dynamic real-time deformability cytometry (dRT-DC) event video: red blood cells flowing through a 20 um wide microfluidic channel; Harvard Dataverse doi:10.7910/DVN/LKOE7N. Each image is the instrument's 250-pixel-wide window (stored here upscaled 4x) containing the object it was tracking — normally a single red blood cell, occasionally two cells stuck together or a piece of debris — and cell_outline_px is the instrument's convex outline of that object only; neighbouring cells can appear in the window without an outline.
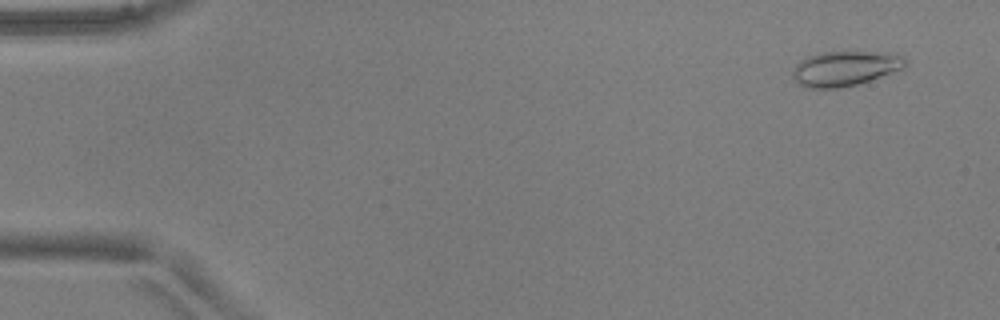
{"species": "common noctule bat (a hibernating species)", "species_latin": "Nyctalus noctula", "temperature_condition": "warm", "stored_images_in_passage": 50, "camera_frame_rate_fps": 3000, "um_per_image_px": 0.085, "animal": {"sex": "male", "body_mass_g": 17.9, "forearm_length_mm": 54.2}, "frame": {"image": 1, "passage_image": 2, "time_ms": 0.333, "image_size_px": [1000, 320], "cell_outline_px": [[908, 64], [904, 68], [856, 84], [840, 88], [804, 88], [792, 76], [792, 72], [796, 64], [800, 60], [808, 56], [824, 52], [888, 52], [900, 56], [908, 60]], "centroid_in_image_um": [71.82, 5.81], "position_along_channel_um": 13.2, "area_um2": 22.77}}
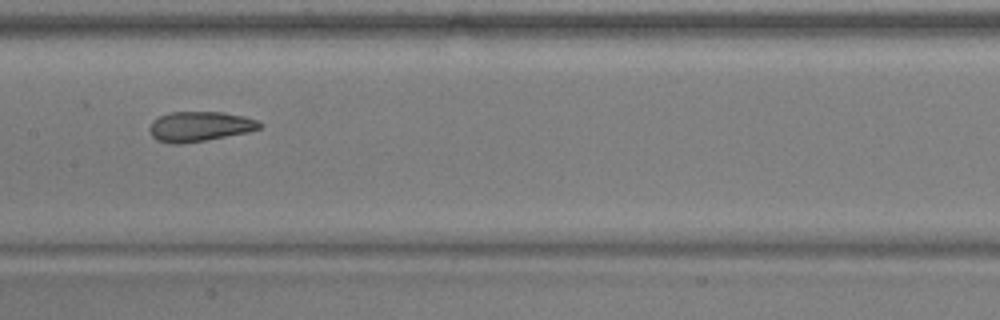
{"frame": {"image": 2, "passage_image": 25, "time_ms": 8.0, "image_size_px": [1000, 320], "cell_outline_px": [[264, 124], [260, 128], [248, 132], [204, 140], [180, 144], [172, 144], [156, 140], [152, 136], [148, 128], [152, 120], [160, 116], [172, 112], [224, 112], [244, 116], [256, 120]], "centroid_in_image_um": [16.96, 10.74], "position_along_channel_um": 190.4, "area_um2": 19.19}}
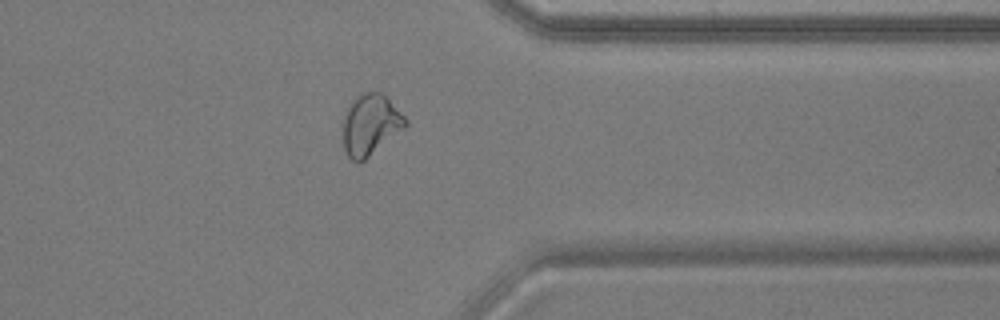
{"frame": {"image": 3, "passage_image": 40, "time_ms": 13.0, "image_size_px": [1000, 320], "cell_outline_px": [[408, 124], [404, 128], [360, 164], [356, 164], [344, 152], [344, 112], [348, 104], [360, 92], [380, 92], [408, 120]], "centroid_in_image_um": [31.45, 10.62], "position_along_channel_um": 379.9, "area_um2": 22.14}, "authors_computed_cell_mechanics": {"area_um2": 20.9525, "velocity_mm_per_s": 3.9232, "shape_relaxation_time_tau1_ms": 9.6222, "shape_relaxation_time_tau2_ms": 1.2448, "deformation_change_tau1": 0.2766, "deformation_change_tau2": 0.0848}}